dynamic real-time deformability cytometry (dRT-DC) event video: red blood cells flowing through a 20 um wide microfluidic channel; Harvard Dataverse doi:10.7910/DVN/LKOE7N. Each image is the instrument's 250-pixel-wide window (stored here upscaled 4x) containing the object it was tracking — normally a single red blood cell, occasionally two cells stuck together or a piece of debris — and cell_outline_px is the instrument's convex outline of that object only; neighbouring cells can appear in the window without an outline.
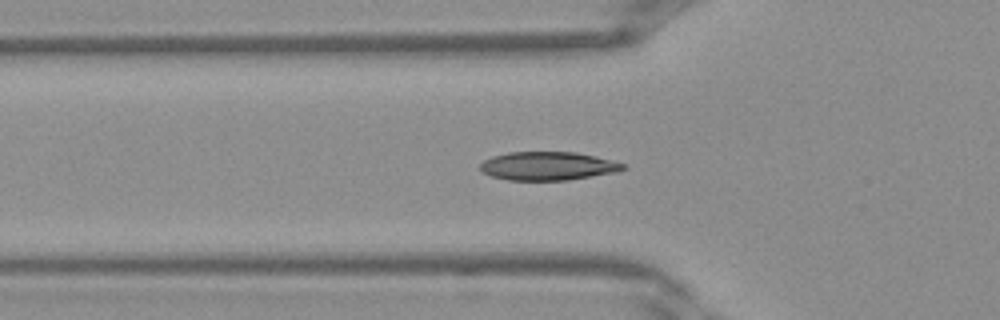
{"species": "Egyptian fruit bat (a non-hibernating species)", "species_latin": "Rousettus aegyptiacus", "temperature_condition": "warm", "stored_images_in_passage": 40, "camera_frame_rate_fps": 3000, "um_per_image_px": 0.085, "frame": {"image": 1, "passage_image": 13, "time_ms": 4.0, "image_size_px": [1000, 320], "cell_outline_px": [[628, 168], [616, 172], [568, 180], [508, 180], [492, 176], [484, 172], [480, 168], [480, 164], [484, 160], [492, 156], [508, 152], [576, 152], [612, 160], [624, 164]], "centroid_in_image_um": [46.58, 14.11], "position_along_channel_um": 79.2, "area_um2": 23.64}}
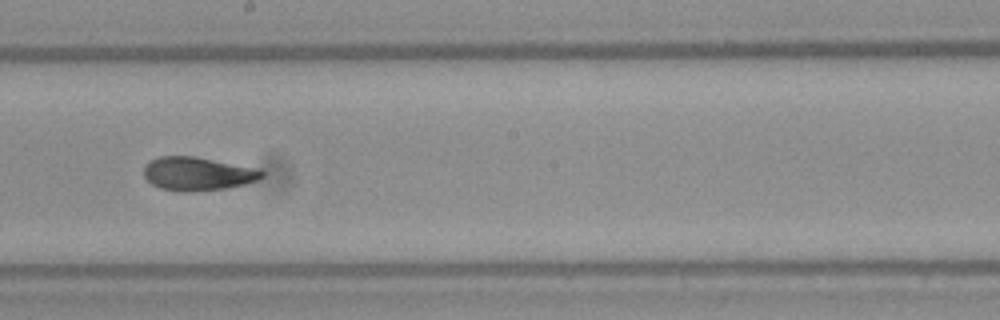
{"frame": {"image": 2, "passage_image": 22, "time_ms": 7.0, "image_size_px": [1000, 320], "cell_outline_px": [[264, 176], [256, 180], [244, 184], [228, 188], [192, 192], [180, 192], [160, 188], [152, 184], [144, 176], [144, 168], [148, 160], [160, 156], [196, 156], [248, 168], [264, 172]], "centroid_in_image_um": [16.7, 14.78], "position_along_channel_um": 231.5, "area_um2": 22.72}}
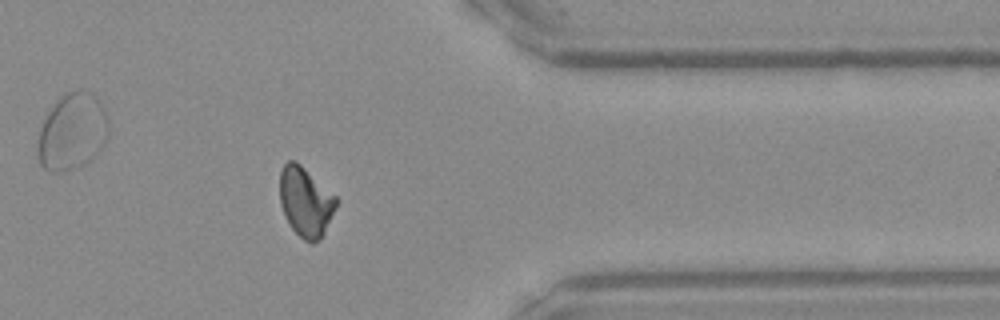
{"frame": {"image": 3, "passage_image": 32, "time_ms": 10.333, "image_size_px": [1000, 320], "cell_outline_px": [[336, 204], [324, 232], [320, 240], [312, 244], [304, 240], [292, 228], [280, 204], [280, 172], [284, 164], [288, 160], [296, 160], [336, 196]], "centroid_in_image_um": [25.95, 17.13], "position_along_channel_um": 385.4, "area_um2": 22.48}}